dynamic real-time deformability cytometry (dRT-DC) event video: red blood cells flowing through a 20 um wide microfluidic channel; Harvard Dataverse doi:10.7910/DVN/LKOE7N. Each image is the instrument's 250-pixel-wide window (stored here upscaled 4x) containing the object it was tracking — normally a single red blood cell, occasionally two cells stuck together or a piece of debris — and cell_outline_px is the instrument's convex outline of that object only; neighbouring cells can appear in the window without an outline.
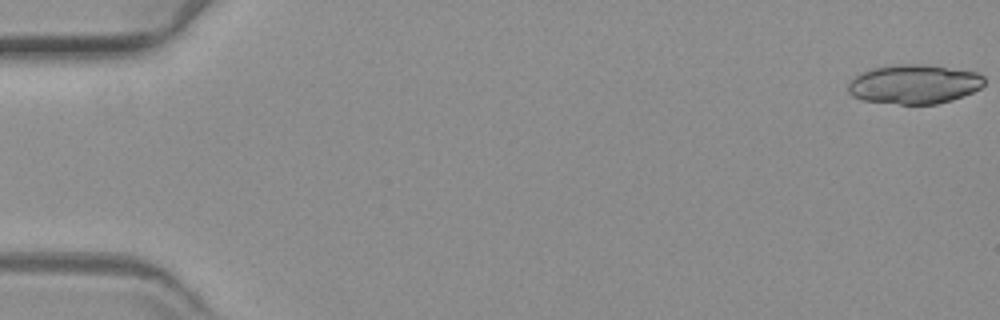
{"species": "common noctule bat (a hibernating species)", "species_latin": "Nyctalus noctula", "temperature_condition": "warm", "stored_images_in_passage": 21, "camera_frame_rate_fps": 3000, "um_per_image_px": 0.085, "animal": {"sex": "female", "body_mass_g": 19.3, "forearm_length_mm": 54.1}, "frame": {"image": 1, "passage_image": 1, "time_ms": 0.0, "image_size_px": [1000, 320], "cell_outline_px": [[984, 84], [980, 88], [972, 92], [952, 100], [936, 104], [900, 104], [860, 100], [852, 96], [848, 92], [848, 84], [856, 76], [872, 68], [900, 64], [920, 64], [976, 72], [984, 76]], "centroid_in_image_um": [77.69, 7.17], "position_along_channel_um": 7.3, "area_um2": 30.92}}